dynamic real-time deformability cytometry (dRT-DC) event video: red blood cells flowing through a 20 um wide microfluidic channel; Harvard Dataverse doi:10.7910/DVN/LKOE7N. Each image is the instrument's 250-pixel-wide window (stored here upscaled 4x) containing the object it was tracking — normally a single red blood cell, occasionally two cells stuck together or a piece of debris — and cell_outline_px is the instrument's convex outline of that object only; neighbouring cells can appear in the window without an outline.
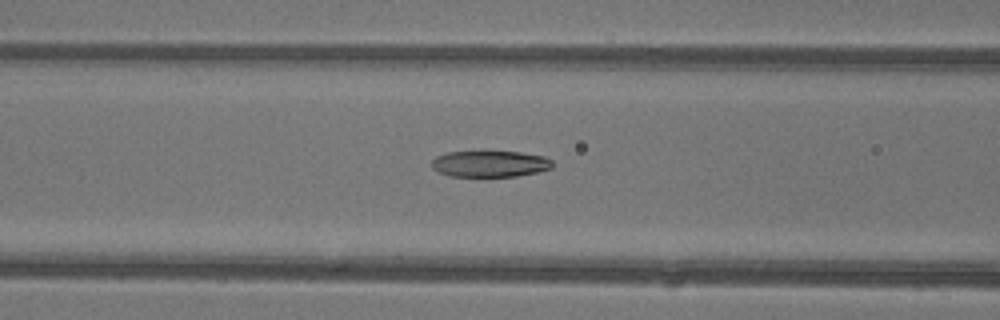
{"species": "common noctule bat (a hibernating species)", "species_latin": "Nyctalus noctula", "temperature_condition": "warm", "stored_images_in_passage": 6, "segment_of_instrument_passage": [1, 2], "camera_frame_rate_fps": 3000, "um_per_image_px": 0.085, "animal": {"sex": "female"}, "frame": {"image": 1, "passage_image": 5, "time_ms": 1.333, "image_size_px": [1000, 320], "cell_outline_px": [[552, 168], [536, 172], [516, 176], [448, 176], [432, 168], [432, 160], [436, 156], [448, 152], [520, 152], [544, 156], [552, 160]], "centroid_in_image_um": [41.64, 13.92], "position_along_channel_um": 125.0, "area_um2": 18.32}}